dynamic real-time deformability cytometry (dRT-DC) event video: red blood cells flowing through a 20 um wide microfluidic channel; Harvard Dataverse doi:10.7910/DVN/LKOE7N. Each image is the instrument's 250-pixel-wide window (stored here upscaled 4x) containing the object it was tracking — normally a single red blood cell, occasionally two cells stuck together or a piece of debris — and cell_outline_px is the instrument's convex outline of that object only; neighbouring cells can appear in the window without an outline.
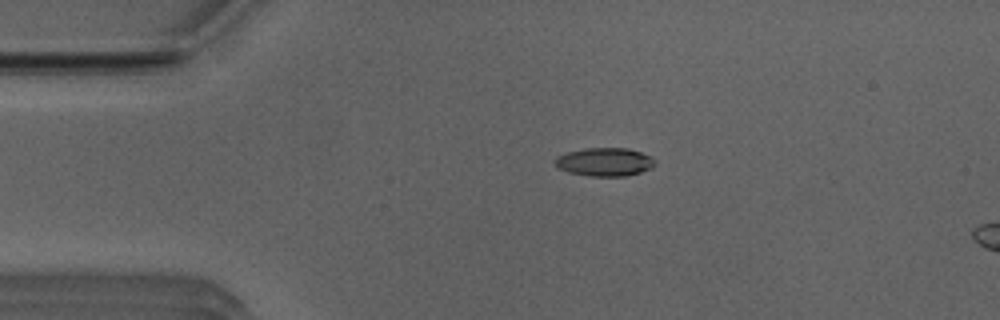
{"species": "Egyptian fruit bat (a non-hibernating species)", "species_latin": "Rousettus aegyptiacus", "temperature_condition": "room temperature", "stored_images_in_passage": 9, "camera_frame_rate_fps": 3000, "um_per_image_px": 0.085, "animal": {"sex": "male"}, "frame": {"image": 1, "passage_image": 4, "time_ms": 1.0, "image_size_px": [1000, 320], "cell_outline_px": [[656, 164], [652, 168], [640, 172], [624, 176], [592, 176], [568, 172], [556, 168], [556, 156], [568, 152], [584, 148], [628, 148], [640, 152], [656, 160]], "centroid_in_image_um": [51.39, 13.76], "position_along_channel_um": 33.6, "area_um2": 16.47}}